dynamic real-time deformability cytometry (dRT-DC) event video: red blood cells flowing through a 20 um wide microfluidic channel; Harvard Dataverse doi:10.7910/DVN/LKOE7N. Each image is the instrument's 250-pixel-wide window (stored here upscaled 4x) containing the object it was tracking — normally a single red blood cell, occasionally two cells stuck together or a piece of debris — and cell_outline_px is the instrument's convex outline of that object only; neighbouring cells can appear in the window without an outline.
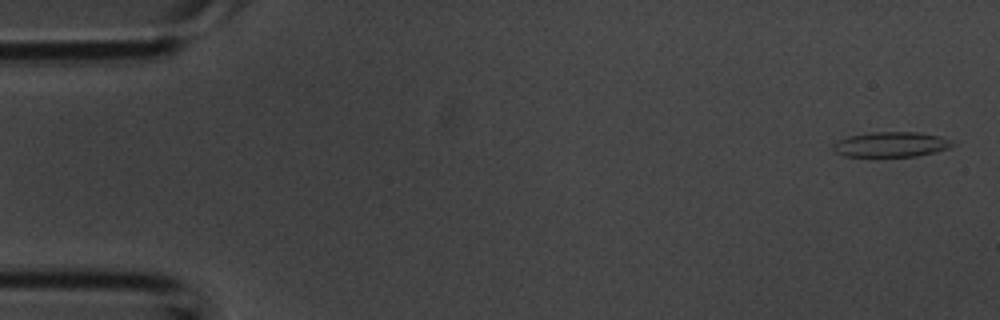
{"species": "common noctule bat (a hibernating species)", "species_latin": "Nyctalus noctula", "temperature_condition": "room temperature", "stored_images_in_passage": 9, "camera_frame_rate_fps": 3000, "um_per_image_px": 0.085, "animal": {"sex": "male", "body_mass_g": 20.1, "forearm_length_mm": 53.5}, "frame": {"image": 1, "passage_image": 2, "time_ms": 0.333, "image_size_px": [1000, 320], "cell_outline_px": [[952, 144], [948, 148], [936, 152], [916, 156], [844, 156], [836, 152], [832, 148], [832, 144], [848, 136], [872, 132], [920, 132], [940, 136]], "centroid_in_image_um": [75.69, 12.27], "position_along_channel_um": 9.3, "area_um2": 17.17}}